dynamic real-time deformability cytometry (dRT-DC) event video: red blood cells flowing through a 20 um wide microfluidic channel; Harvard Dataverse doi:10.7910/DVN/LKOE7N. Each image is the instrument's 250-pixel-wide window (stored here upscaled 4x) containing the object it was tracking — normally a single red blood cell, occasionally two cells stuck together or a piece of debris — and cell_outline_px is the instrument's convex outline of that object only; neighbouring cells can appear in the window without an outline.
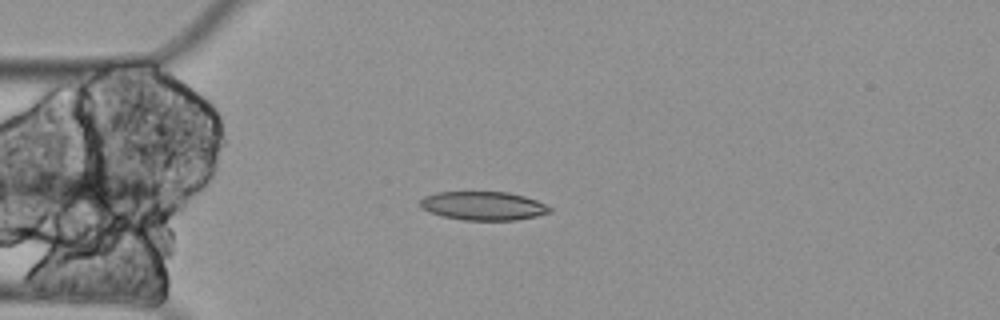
{"species": "Egyptian fruit bat (a non-hibernating species)", "species_latin": "Rousettus aegyptiacus", "temperature_condition": "cold", "stored_images_in_passage": 43, "camera_frame_rate_fps": 3000, "um_per_image_px": 0.085, "animal": {"sex": "female"}, "frame": {"image": 1, "passage_image": 5, "time_ms": 1.333, "image_size_px": [1000, 320], "cell_outline_px": [[552, 212], [536, 216], [516, 220], [464, 220], [440, 216], [428, 212], [420, 208], [420, 200], [424, 196], [436, 192], [508, 192], [524, 196], [536, 200], [552, 208]], "centroid_in_image_um": [41.04, 17.5], "position_along_channel_um": 44.0, "area_um2": 21.79}}
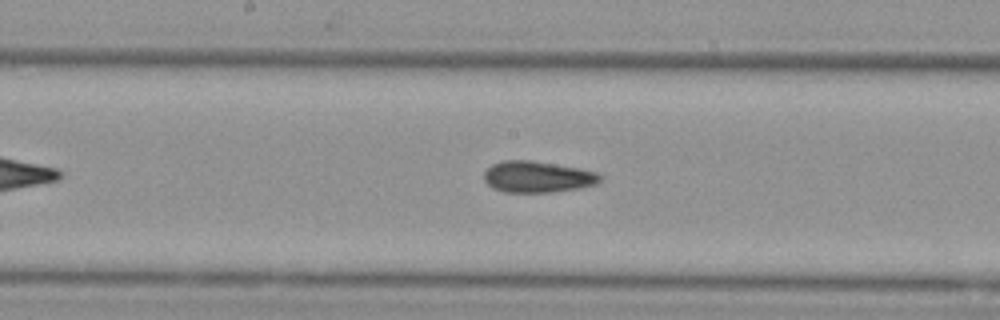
{"frame": {"image": 2, "passage_image": 20, "time_ms": 6.333, "image_size_px": [1000, 320], "cell_outline_px": [[600, 180], [596, 184], [580, 188], [548, 192], [504, 192], [492, 188], [484, 180], [484, 172], [492, 164], [504, 160], [532, 160], [580, 168], [600, 172]], "centroid_in_image_um": [45.69, 15.02], "position_along_channel_um": 202.5, "area_um2": 21.27}}
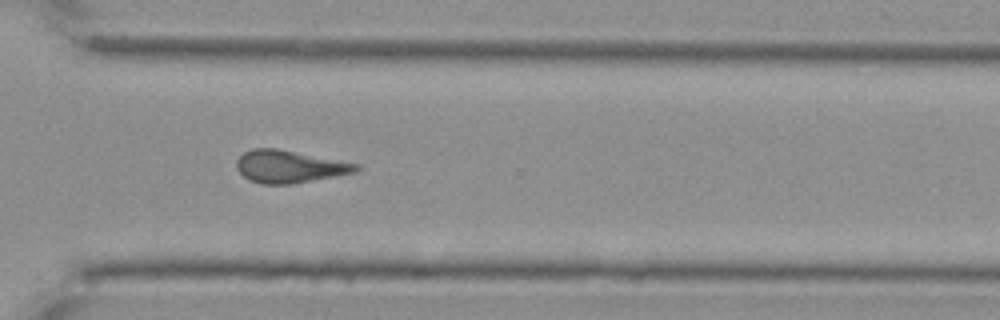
{"frame": {"image": 3, "passage_image": 33, "time_ms": 10.667, "image_size_px": [1000, 320], "cell_outline_px": [[360, 168], [356, 172], [292, 184], [264, 184], [248, 180], [236, 168], [236, 160], [244, 152], [252, 148], [276, 148], [360, 164]], "centroid_in_image_um": [24.58, 14.15], "position_along_channel_um": 346.0, "area_um2": 22.54}}